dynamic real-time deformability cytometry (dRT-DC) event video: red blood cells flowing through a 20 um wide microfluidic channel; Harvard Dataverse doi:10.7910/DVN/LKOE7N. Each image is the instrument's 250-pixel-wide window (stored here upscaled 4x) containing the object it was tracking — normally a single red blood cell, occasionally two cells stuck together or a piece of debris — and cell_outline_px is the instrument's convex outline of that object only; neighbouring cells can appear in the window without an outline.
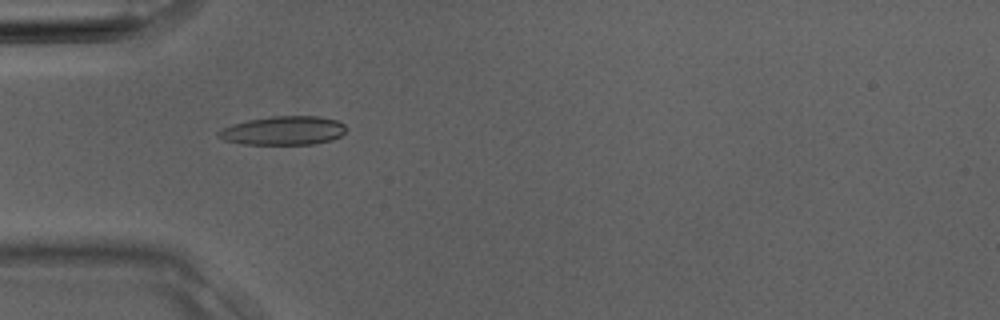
{"species": "Egyptian fruit bat (a non-hibernating species)", "species_latin": "Rousettus aegyptiacus", "temperature_condition": "room temperature", "stored_images_in_passage": 3, "camera_frame_rate_fps": 3000, "um_per_image_px": 0.085, "animal": {"sex": "male"}, "frame": {"image": 1, "passage_image": 2, "time_ms": 0.333, "image_size_px": [1000, 320], "cell_outline_px": [[348, 128], [340, 136], [332, 140], [312, 144], [244, 144], [224, 140], [216, 136], [216, 132], [220, 128], [232, 124], [248, 120], [272, 116], [320, 116], [336, 120], [344, 124]], "centroid_in_image_um": [24.07, 11.1], "position_along_channel_um": 60.9, "area_um2": 21.56}}